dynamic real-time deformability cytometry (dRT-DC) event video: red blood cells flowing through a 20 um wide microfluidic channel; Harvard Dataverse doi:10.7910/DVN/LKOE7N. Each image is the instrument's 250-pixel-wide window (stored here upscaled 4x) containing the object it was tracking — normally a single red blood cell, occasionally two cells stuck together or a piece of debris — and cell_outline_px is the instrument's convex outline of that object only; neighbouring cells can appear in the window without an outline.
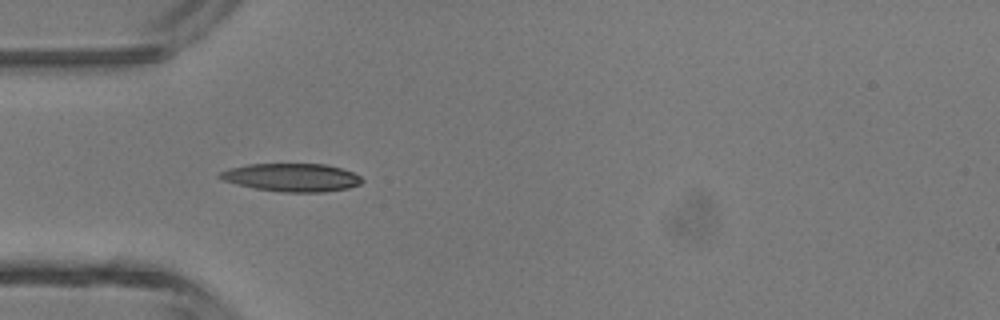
{"species": "common noctule bat (a hibernating species)", "species_latin": "Nyctalus noctula", "temperature_condition": "room temperature", "stored_images_in_passage": 33, "camera_frame_rate_fps": 3000, "um_per_image_px": 0.085, "animal": {"sex": "male", "body_mass_g": 13.3}, "frame": {"image": 1, "passage_image": 1, "time_ms": 0.0, "image_size_px": [1000, 320], "cell_outline_px": [[364, 180], [360, 184], [348, 188], [324, 192], [280, 192], [256, 188], [224, 180], [216, 176], [220, 172], [228, 168], [248, 164], [328, 164], [352, 172], [360, 176]], "centroid_in_image_um": [24.82, 15.08], "position_along_channel_um": 60.2, "area_um2": 23.18}}
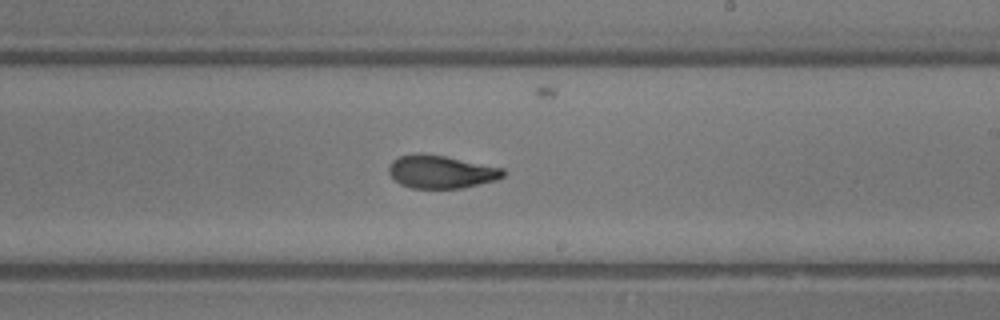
{"frame": {"image": 2, "passage_image": 14, "time_ms": 4.333, "image_size_px": [1000, 320], "cell_outline_px": [[504, 176], [496, 180], [460, 188], [412, 188], [400, 184], [388, 172], [388, 164], [392, 160], [400, 156], [416, 152], [420, 152], [444, 156], [504, 168]], "centroid_in_image_um": [37.45, 14.59], "position_along_channel_um": 251.5, "area_um2": 21.96}}
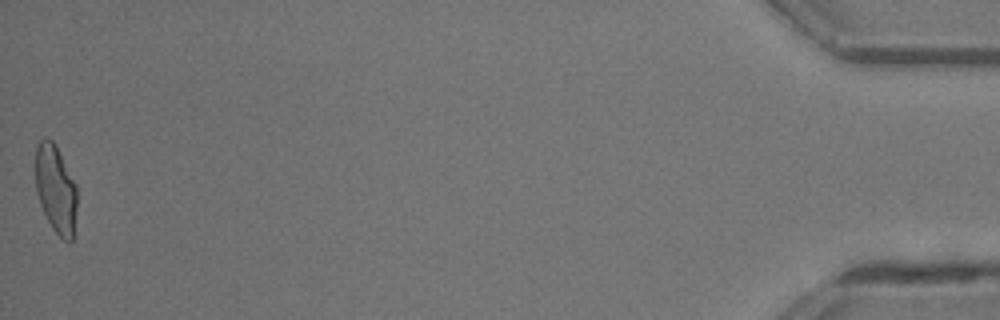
{"frame": {"image": 3, "passage_image": 33, "time_ms": 10.667, "image_size_px": [1000, 320], "cell_outline_px": [[76, 212], [72, 240], [68, 244], [52, 228], [40, 204], [36, 192], [36, 148], [40, 140], [44, 136], [52, 140], [76, 184]], "centroid_in_image_um": [4.73, 16.09], "position_along_channel_um": 430.5, "area_um2": 21.04}, "authors_computed_cell_mechanics": {"area_um2": 21.9062, "velocity_mm_per_s": 4.4584, "shape_relaxation_time_tau1_ms": 6.8359, "shape_relaxation_time_tau2_ms": 1.7365, "deformation_change_tau1": 0.2338, "deformation_change_tau2": 0.0929}}